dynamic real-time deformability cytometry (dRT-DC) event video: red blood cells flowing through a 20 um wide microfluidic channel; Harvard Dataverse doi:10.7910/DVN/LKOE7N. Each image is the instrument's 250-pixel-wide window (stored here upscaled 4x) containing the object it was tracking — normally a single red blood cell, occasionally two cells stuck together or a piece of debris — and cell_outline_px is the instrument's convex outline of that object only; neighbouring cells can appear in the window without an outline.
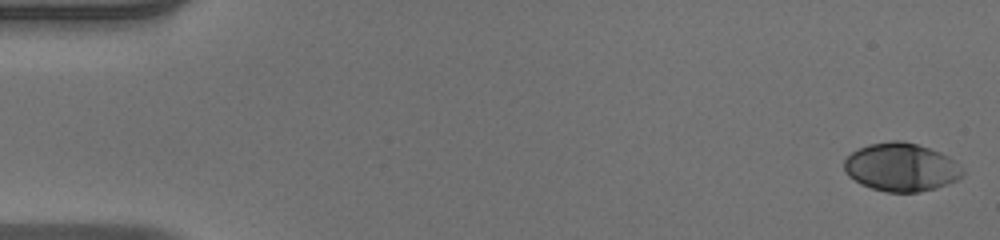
{"species": "human", "species_latin": "Homo sapiens", "temperature_condition": "warm", "stored_images_in_passage": 52, "camera_frame_rate_fps": 3000, "um_per_image_px": 0.085, "donor": {"sex": "male"}, "frame": {"image": 1, "passage_image": 1, "time_ms": 0.0, "image_size_px": [1000, 240], "cell_outline_px": [[964, 176], [948, 184], [936, 188], [920, 192], [884, 192], [860, 184], [848, 176], [844, 168], [844, 160], [852, 152], [868, 144], [892, 140], [900, 140], [916, 144], [940, 152], [948, 156], [964, 172]], "centroid_in_image_um": [76.58, 14.22], "position_along_channel_um": 8.4, "area_um2": 33.23}}
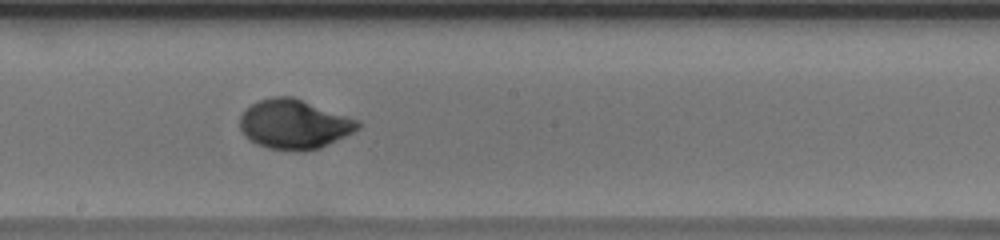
{"frame": {"image": 2, "passage_image": 29, "time_ms": 9.333, "image_size_px": [1000, 240], "cell_outline_px": [[360, 128], [320, 148], [304, 152], [296, 152], [268, 148], [256, 144], [248, 140], [244, 136], [240, 128], [240, 116], [252, 104], [260, 100], [272, 96], [292, 96], [360, 120]], "centroid_in_image_um": [24.99, 10.57], "position_along_channel_um": 223.2, "area_um2": 34.16}}
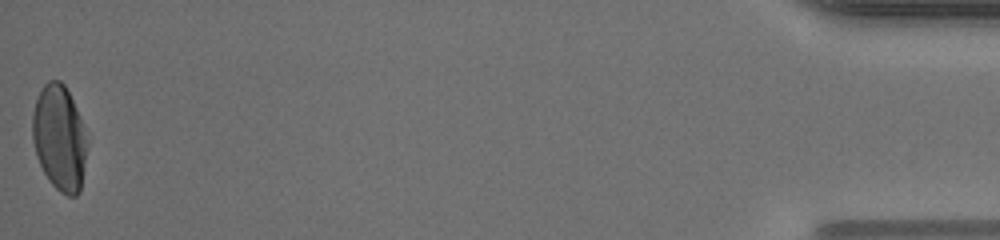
{"frame": {"image": 3, "passage_image": 52, "time_ms": 17.0, "image_size_px": [1000, 240], "cell_outline_px": [[88, 144], [80, 192], [76, 196], [68, 196], [60, 192], [48, 180], [36, 156], [32, 140], [32, 112], [36, 100], [44, 84], [48, 80], [60, 80], [64, 84], [80, 116]], "centroid_in_image_um": [5.04, 11.74], "position_along_channel_um": 430.2, "area_um2": 33.7}, "authors_computed_cell_mechanics": {"area_um2": 33.0327, "velocity_mm_per_s": 3.9494, "shape_relaxation_time_tau1_ms": 3.9612, "shape_relaxation_time_tau2_ms": null, "deformation_change_tau1": 0.1926, "deformation_change_tau2": null}}